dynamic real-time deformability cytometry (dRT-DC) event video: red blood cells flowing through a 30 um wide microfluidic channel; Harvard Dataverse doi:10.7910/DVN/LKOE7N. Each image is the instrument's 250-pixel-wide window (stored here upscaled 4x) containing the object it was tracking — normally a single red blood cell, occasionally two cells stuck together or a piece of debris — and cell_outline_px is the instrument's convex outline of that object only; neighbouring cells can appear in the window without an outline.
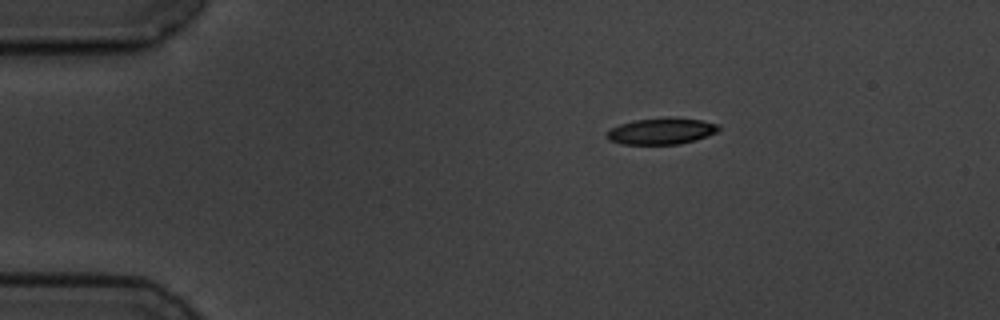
{"species": "common noctule bat (a hibernating species)", "species_latin": "Nyctalus noctula", "temperature_condition": "cold", "stored_images_in_passage": 3, "camera_frame_rate_fps": 3000, "um_per_image_px": 0.085, "animal": {"sex": "male", "body_mass_g": 19.5, "forearm_length_mm": 54.6}, "frame": {"image": 1, "passage_image": 1, "time_ms": 0.0, "image_size_px": [1000, 320], "cell_outline_px": [[720, 128], [716, 132], [696, 140], [680, 144], [620, 144], [608, 140], [604, 132], [620, 124], [636, 120], [668, 116], [700, 120], [720, 124]], "centroid_in_image_um": [56.2, 11.14], "position_along_channel_um": 28.8, "area_um2": 17.4}}